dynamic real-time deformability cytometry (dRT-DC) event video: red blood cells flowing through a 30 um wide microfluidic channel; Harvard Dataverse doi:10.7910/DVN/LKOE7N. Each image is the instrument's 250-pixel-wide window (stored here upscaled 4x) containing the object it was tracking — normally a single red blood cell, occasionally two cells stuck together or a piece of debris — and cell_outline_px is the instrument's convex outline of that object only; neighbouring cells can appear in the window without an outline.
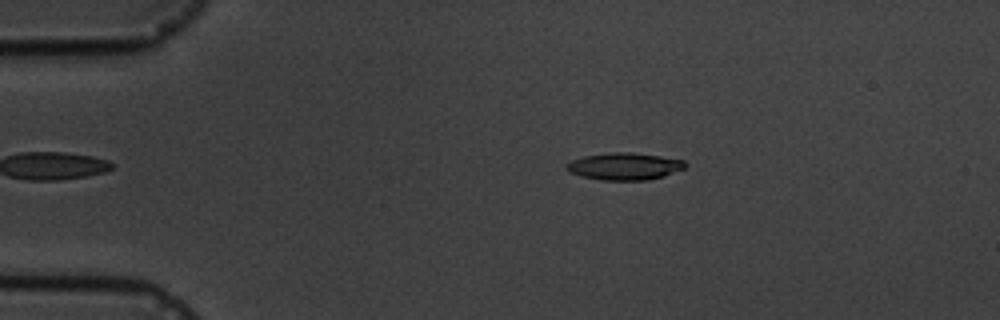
{"species": "common noctule bat (a hibernating species)", "species_latin": "Nyctalus noctula", "temperature_condition": "cold", "stored_images_in_passage": 6, "camera_frame_rate_fps": 3000, "um_per_image_px": 0.085, "animal": {"sex": "male", "body_mass_g": 19.5, "forearm_length_mm": 54.6}, "frame": {"image": 1, "passage_image": 3, "time_ms": 2.333, "image_size_px": [1000, 320], "cell_outline_px": [[688, 164], [684, 168], [664, 176], [648, 180], [604, 180], [580, 176], [568, 172], [564, 168], [564, 164], [572, 160], [584, 156], [612, 152], [632, 152], [660, 156], [684, 160]], "centroid_in_image_um": [53.05, 14.13], "position_along_channel_um": 32.0, "area_um2": 18.9}}
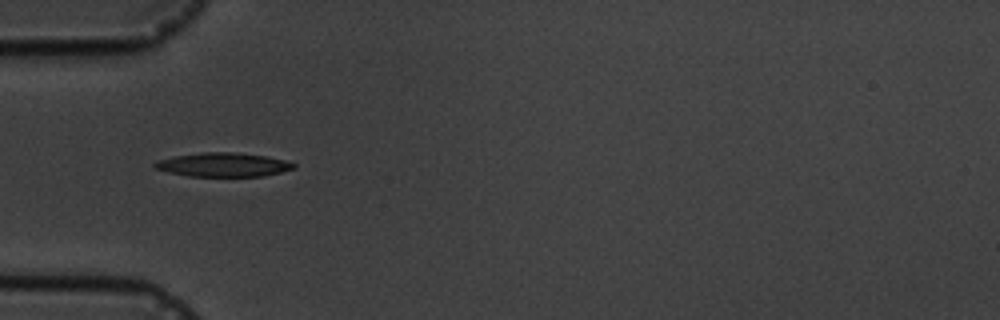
{"frame": {"image": 2, "passage_image": 5, "time_ms": 4.667, "image_size_px": [1000, 320], "cell_outline_px": [[296, 168], [264, 176], [188, 176], [168, 172], [152, 168], [152, 164], [156, 160], [176, 156], [204, 152], [232, 152], [268, 156], [284, 160], [296, 164]], "centroid_in_image_um": [18.95, 14.0], "position_along_channel_um": 66.1, "area_um2": 19.42}}
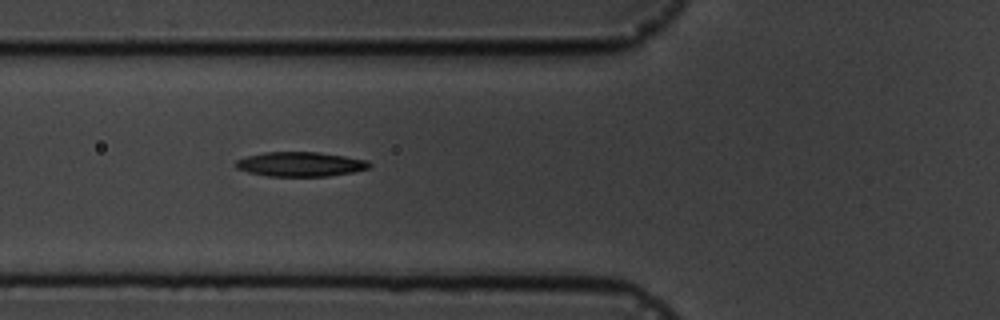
{"frame": {"image": 3, "passage_image": 6, "time_ms": 5.667, "image_size_px": [1000, 320], "cell_outline_px": [[372, 164], [368, 168], [352, 172], [328, 176], [268, 176], [248, 172], [236, 168], [232, 164], [236, 160], [248, 156], [264, 152], [320, 152], [368, 160]], "centroid_in_image_um": [25.51, 13.95], "position_along_channel_um": 100.3, "area_um2": 19.13}}